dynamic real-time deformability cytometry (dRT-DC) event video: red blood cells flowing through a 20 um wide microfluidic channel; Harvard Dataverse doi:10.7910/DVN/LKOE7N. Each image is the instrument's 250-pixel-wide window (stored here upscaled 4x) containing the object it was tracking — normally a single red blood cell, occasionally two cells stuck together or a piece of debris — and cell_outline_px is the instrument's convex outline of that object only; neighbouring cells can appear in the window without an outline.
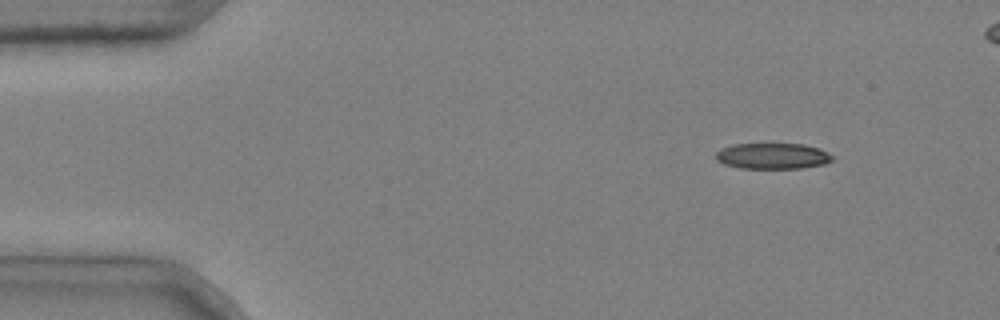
{"species": "common noctule bat (a hibernating species)", "species_latin": "Nyctalus noctula", "temperature_condition": "cold", "stored_images_in_passage": 7, "camera_frame_rate_fps": 3000, "um_per_image_px": 0.085, "animal": {"sex": "male", "body_mass_g": 20.4}, "frame": {"image": 1, "passage_image": 2, "time_ms": 0.333, "image_size_px": [1000, 320], "cell_outline_px": [[836, 156], [832, 160], [824, 164], [800, 168], [740, 168], [724, 164], [716, 160], [716, 152], [720, 148], [732, 144], [804, 144], [828, 152]], "centroid_in_image_um": [65.66, 13.26], "position_along_channel_um": 19.3, "area_um2": 17.63}}